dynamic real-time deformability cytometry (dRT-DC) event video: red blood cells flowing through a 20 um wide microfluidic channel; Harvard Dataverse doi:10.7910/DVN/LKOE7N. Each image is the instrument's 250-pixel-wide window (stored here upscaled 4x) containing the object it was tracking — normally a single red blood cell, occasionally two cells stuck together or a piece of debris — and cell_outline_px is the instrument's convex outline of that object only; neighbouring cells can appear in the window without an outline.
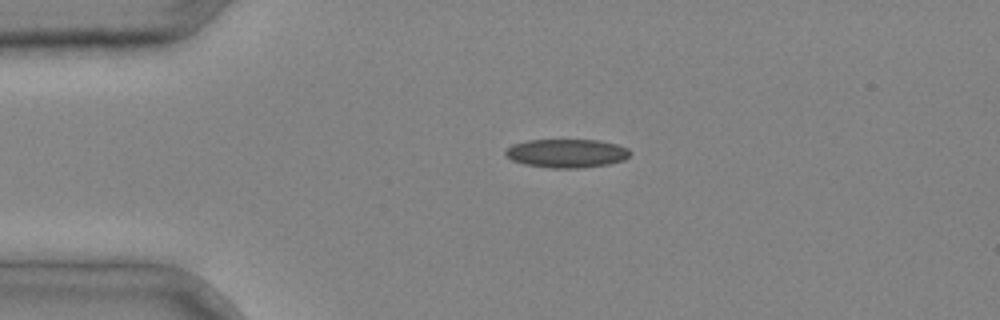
{"species": "common noctule bat (a hibernating species)", "species_latin": "Nyctalus noctula", "temperature_condition": "cold", "stored_images_in_passage": 2, "camera_frame_rate_fps": 3000, "um_per_image_px": 0.085, "animal": {"sex": "male", "body_mass_g": 20.4}, "frame": {"image": 1, "passage_image": 1, "time_ms": 0.0, "image_size_px": [1000, 320], "cell_outline_px": [[628, 156], [624, 160], [608, 164], [580, 168], [548, 168], [524, 164], [512, 160], [504, 152], [512, 144], [528, 140], [596, 140], [616, 144], [628, 148]], "centroid_in_image_um": [48.14, 13.03], "position_along_channel_um": 36.9, "area_um2": 20.63}}